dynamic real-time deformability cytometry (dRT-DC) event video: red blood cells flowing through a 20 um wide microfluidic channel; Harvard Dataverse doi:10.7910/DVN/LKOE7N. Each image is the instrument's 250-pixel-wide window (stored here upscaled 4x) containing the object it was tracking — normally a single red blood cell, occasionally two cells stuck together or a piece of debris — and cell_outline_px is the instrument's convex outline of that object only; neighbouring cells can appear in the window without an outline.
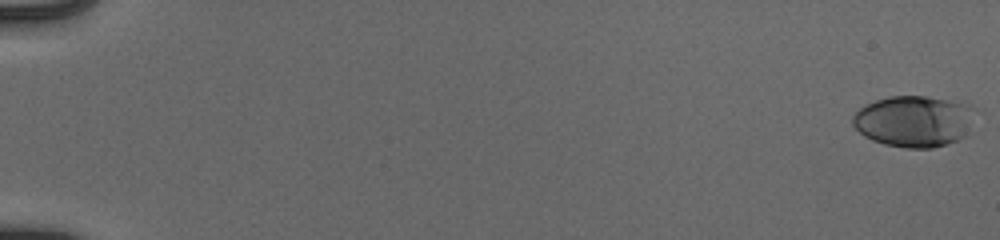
{"species": "human", "species_latin": "Homo sapiens", "temperature_condition": "cold", "stored_images_in_passage": 55, "camera_frame_rate_fps": 3000, "um_per_image_px": 0.085, "donor": {"sex": "male"}, "frame": {"image": 1, "passage_image": 1, "time_ms": 0.0, "image_size_px": [1000, 240], "cell_outline_px": [[980, 112], [968, 136], [932, 148], [904, 148], [884, 144], [872, 140], [864, 136], [852, 124], [852, 116], [864, 104], [876, 100], [892, 96], [928, 96], [972, 104]], "centroid_in_image_um": [77.79, 10.29], "position_along_channel_um": 7.2, "area_um2": 37.57}}
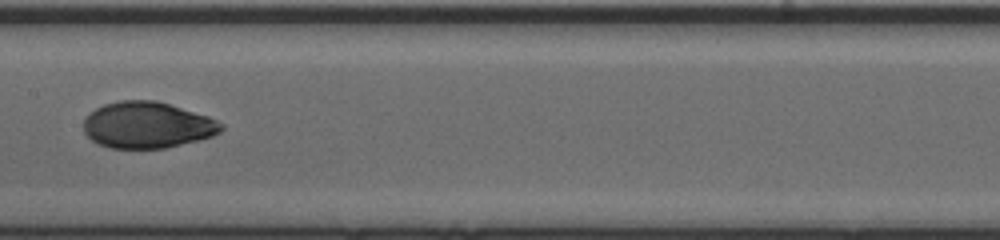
{"frame": {"image": 2, "passage_image": 31, "time_ms": 10.0, "image_size_px": [1000, 240], "cell_outline_px": [[224, 128], [220, 132], [212, 136], [164, 148], [108, 148], [92, 140], [84, 132], [84, 120], [96, 108], [104, 104], [120, 100], [156, 100], [208, 116], [224, 124]], "centroid_in_image_um": [12.52, 10.62], "position_along_channel_um": 194.9, "area_um2": 36.88}}
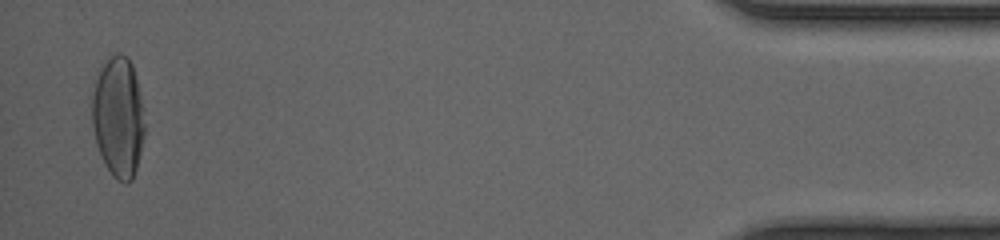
{"frame": {"image": 3, "passage_image": 54, "time_ms": 17.667, "image_size_px": [1000, 240], "cell_outline_px": [[144, 136], [136, 168], [132, 180], [124, 184], [116, 180], [112, 176], [96, 144], [92, 124], [92, 80], [100, 64], [116, 52], [120, 52], [128, 56], [132, 64], [144, 108]], "centroid_in_image_um": [10.03, 9.87], "position_along_channel_um": 425.2, "area_um2": 37.69}, "authors_computed_cell_mechanics": {"area_um2": 36.4718, "velocity_mm_per_s": 3.9506, "shape_relaxation_time_tau1_ms": 5.3341, "shape_relaxation_time_tau2_ms": 1.0514, "deformation_change_tau1": 0.2158, "deformation_change_tau2": 0.0372}}